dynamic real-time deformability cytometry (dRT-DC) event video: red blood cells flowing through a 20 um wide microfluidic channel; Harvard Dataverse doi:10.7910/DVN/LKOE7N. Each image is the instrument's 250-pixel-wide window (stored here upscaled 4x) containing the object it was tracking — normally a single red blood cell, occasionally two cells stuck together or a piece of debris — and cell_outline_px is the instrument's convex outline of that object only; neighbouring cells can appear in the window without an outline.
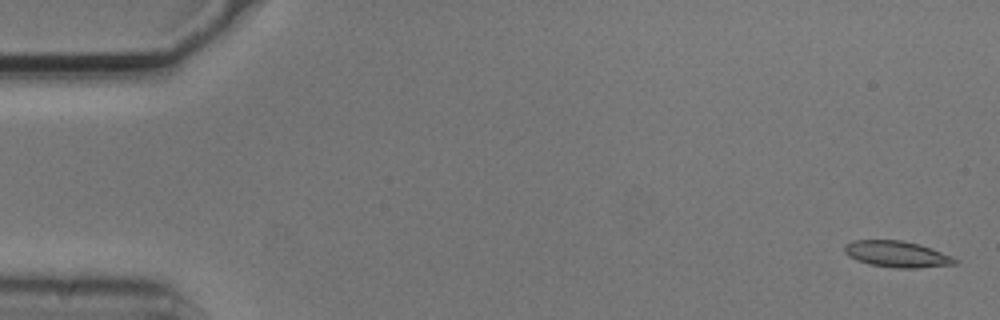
{"species": "common noctule bat (a hibernating species)", "species_latin": "Nyctalus noctula", "temperature_condition": "cold", "stored_images_in_passage": 55, "camera_frame_rate_fps": 3000, "um_per_image_px": 0.085, "animal": {"sex": "male", "body_mass_g": 20.5, "forearm_length_mm": 52.5}, "frame": {"image": 1, "passage_image": 2, "time_ms": 0.333, "image_size_px": [1000, 320], "cell_outline_px": [[960, 260], [956, 264], [916, 268], [896, 268], [868, 264], [856, 260], [848, 256], [844, 252], [844, 244], [852, 240], [900, 240], [920, 244], [952, 256]], "centroid_in_image_um": [76.22, 21.6], "position_along_channel_um": 8.8, "area_um2": 17.05}}
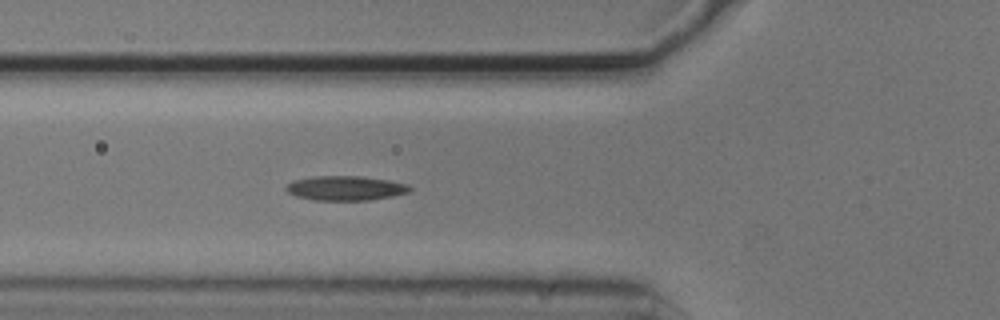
{"frame": {"image": 2, "passage_image": 20, "time_ms": 6.333, "image_size_px": [1000, 320], "cell_outline_px": [[412, 192], [392, 196], [368, 200], [316, 200], [296, 196], [288, 192], [284, 188], [292, 180], [316, 176], [360, 176], [388, 180], [408, 184], [412, 188]], "centroid_in_image_um": [29.39, 15.99], "position_along_channel_um": 96.4, "area_um2": 17.69}}
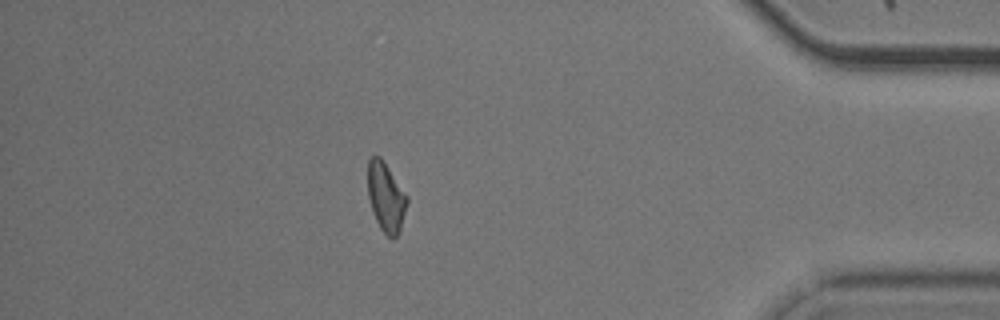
{"frame": {"image": 3, "passage_image": 48, "time_ms": 15.667, "image_size_px": [1000, 320], "cell_outline_px": [[408, 204], [400, 232], [392, 240], [380, 228], [372, 212], [368, 196], [368, 160], [372, 156], [380, 156], [408, 196]], "centroid_in_image_um": [32.82, 16.78], "position_along_channel_um": 402.4, "area_um2": 15.95}, "authors_computed_cell_mechanics": {"area_um2": 16.5886, "velocity_mm_per_s": 3.7067, "shape_relaxation_time_tau1_ms": 9.9532, "shape_relaxation_time_tau2_ms": 7.796, "deformation_change_tau1": 0.1754, "deformation_change_tau2": 0.1645}}